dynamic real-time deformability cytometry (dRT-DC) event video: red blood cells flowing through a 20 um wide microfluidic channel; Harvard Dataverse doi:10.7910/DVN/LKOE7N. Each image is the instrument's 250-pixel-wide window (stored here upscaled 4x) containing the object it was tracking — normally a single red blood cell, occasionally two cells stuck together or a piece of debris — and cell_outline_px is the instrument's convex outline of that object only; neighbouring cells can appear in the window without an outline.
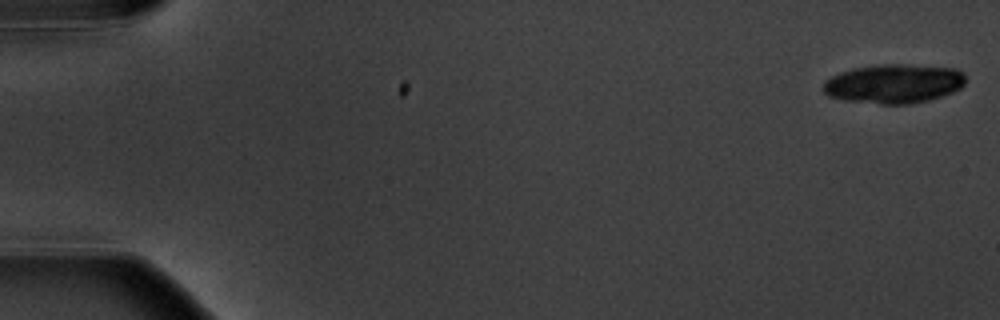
{"species": "common noctule bat (a hibernating species)", "species_latin": "Nyctalus noctula", "temperature_condition": "warm", "stored_images_in_passage": 8, "camera_frame_rate_fps": 3000, "um_per_image_px": 0.085, "animal": {"sex": "male", "body_mass_g": 20.1, "forearm_length_mm": 53.5}, "frame": {"image": 1, "passage_image": 1, "time_ms": 0.0, "image_size_px": [1000, 320], "cell_outline_px": [[964, 84], [960, 88], [952, 92], [928, 100], [912, 104], [880, 104], [844, 100], [828, 96], [824, 92], [824, 80], [840, 72], [852, 68], [880, 64], [904, 64], [956, 68], [964, 72]], "centroid_in_image_um": [75.97, 7.11], "position_along_channel_um": 9.0, "area_um2": 32.6}}
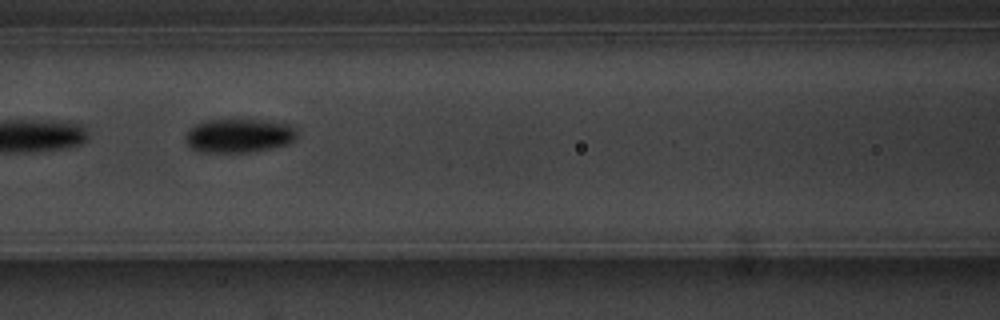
{"frame": {"image": 2, "passage_image": 8, "time_ms": 8.333, "image_size_px": [1000, 320], "cell_outline_px": [[296, 140], [288, 144], [248, 152], [200, 152], [192, 148], [184, 140], [184, 136], [196, 124], [208, 120], [264, 120], [288, 124], [296, 128]], "centroid_in_image_um": [20.32, 11.53], "position_along_channel_um": 146.3, "area_um2": 21.85}}